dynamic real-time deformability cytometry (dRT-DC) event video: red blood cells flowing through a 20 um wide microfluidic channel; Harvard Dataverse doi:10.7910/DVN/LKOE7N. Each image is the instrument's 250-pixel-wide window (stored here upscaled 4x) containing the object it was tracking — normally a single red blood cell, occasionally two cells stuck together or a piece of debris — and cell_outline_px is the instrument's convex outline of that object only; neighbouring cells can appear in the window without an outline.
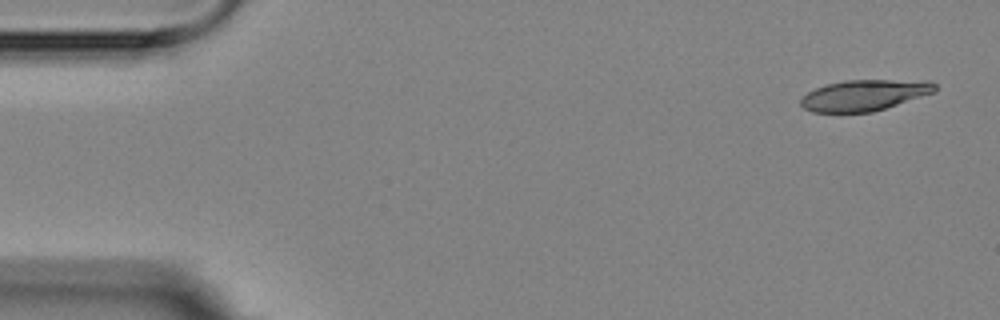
{"species": "Egyptian fruit bat (a non-hibernating species)", "species_latin": "Rousettus aegyptiacus", "temperature_condition": "room temperature", "stored_images_in_passage": 4, "camera_frame_rate_fps": 3000, "um_per_image_px": 0.085, "animal": {"sex": "female"}, "frame": {"image": 1, "passage_image": 1, "time_ms": 0.0, "image_size_px": [1000, 320], "cell_outline_px": [[936, 92], [872, 112], [812, 112], [804, 108], [800, 104], [800, 100], [808, 92], [816, 88], [828, 84], [844, 80], [932, 80], [936, 84]], "centroid_in_image_um": [73.51, 8.08], "position_along_channel_um": 11.5, "area_um2": 24.22}}